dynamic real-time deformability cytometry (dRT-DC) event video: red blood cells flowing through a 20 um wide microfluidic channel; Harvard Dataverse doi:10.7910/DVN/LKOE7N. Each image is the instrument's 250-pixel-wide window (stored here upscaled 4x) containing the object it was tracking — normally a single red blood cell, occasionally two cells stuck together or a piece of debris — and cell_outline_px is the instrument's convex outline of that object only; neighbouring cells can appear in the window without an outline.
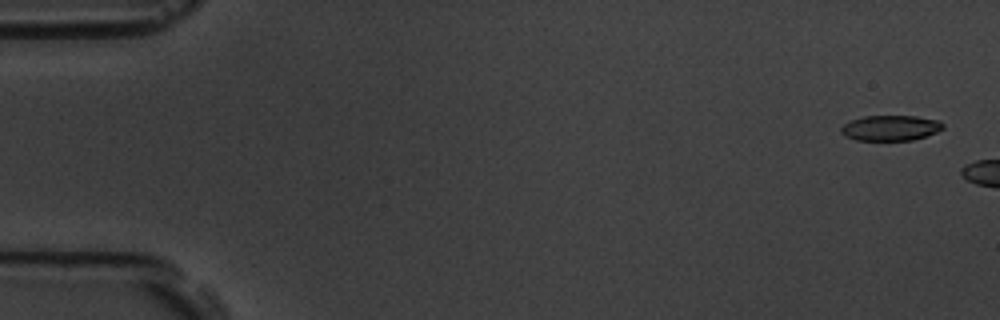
{"species": "common noctule bat (a hibernating species)", "species_latin": "Nyctalus noctula", "temperature_condition": "room temperature", "stored_images_in_passage": 3, "camera_frame_rate_fps": 3000, "um_per_image_px": 0.085, "animal": {"sex": "male", "body_mass_g": 19.5, "forearm_length_mm": 54.6}, "frame": {"image": 1, "passage_image": 1, "time_ms": 0.0, "image_size_px": [1000, 320], "cell_outline_px": [[944, 128], [936, 132], [912, 140], [856, 140], [844, 136], [840, 132], [840, 128], [844, 124], [852, 120], [864, 116], [916, 116], [940, 120], [944, 124]], "centroid_in_image_um": [75.69, 10.87], "position_along_channel_um": 9.3, "area_um2": 15.09}}